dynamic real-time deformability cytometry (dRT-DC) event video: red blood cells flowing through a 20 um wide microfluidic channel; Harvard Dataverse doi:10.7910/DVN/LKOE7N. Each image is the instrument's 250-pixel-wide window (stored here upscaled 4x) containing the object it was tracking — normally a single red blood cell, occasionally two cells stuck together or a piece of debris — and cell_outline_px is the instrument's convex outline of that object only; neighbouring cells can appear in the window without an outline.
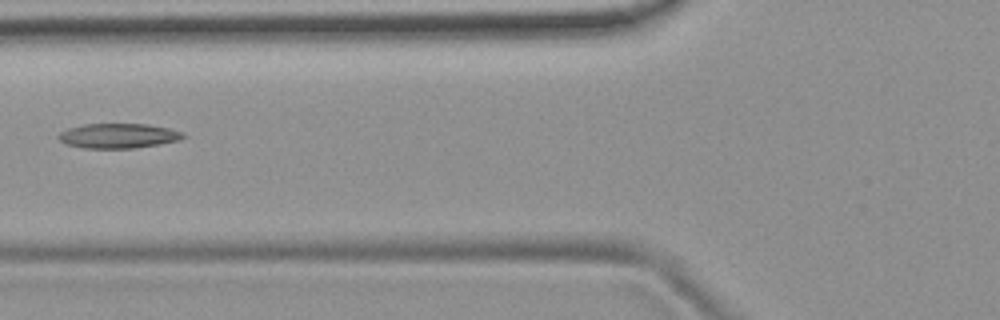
{"species": "common noctule bat (a hibernating species)", "species_latin": "Nyctalus noctula", "temperature_condition": "room temperature", "stored_images_in_passage": 6, "camera_frame_rate_fps": 3000, "um_per_image_px": 0.085, "animal": {"sex": "female", "body_mass_g": 19.9}, "frame": {"image": 1, "passage_image": 6, "time_ms": 1.667, "image_size_px": [1000, 320], "cell_outline_px": [[188, 136], [180, 140], [160, 144], [136, 148], [80, 148], [64, 144], [56, 136], [60, 132], [68, 128], [84, 124], [148, 124], [168, 128], [184, 132]], "centroid_in_image_um": [10.06, 11.55], "position_along_channel_um": 115.7, "area_um2": 18.26}}